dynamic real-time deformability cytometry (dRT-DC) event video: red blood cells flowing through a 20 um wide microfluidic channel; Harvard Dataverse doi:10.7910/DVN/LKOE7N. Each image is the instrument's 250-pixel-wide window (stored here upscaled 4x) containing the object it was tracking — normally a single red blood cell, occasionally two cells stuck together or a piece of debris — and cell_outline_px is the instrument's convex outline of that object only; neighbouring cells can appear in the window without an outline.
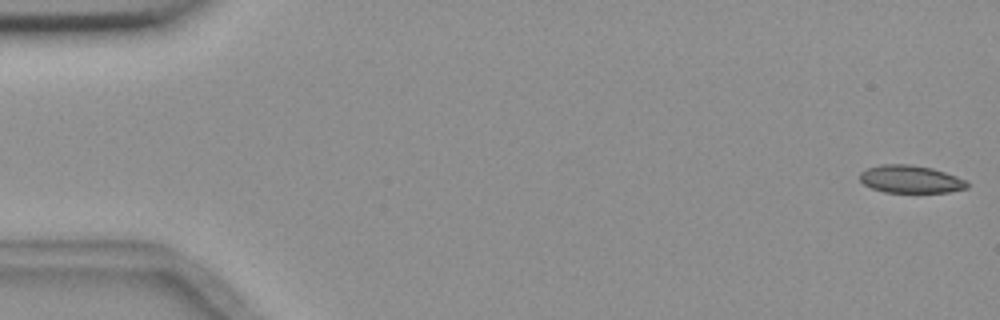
{"species": "common noctule bat (a hibernating species)", "species_latin": "Nyctalus noctula", "temperature_condition": "room temperature", "stored_images_in_passage": 6, "camera_frame_rate_fps": 3000, "um_per_image_px": 0.085, "animal": {"sex": "female", "body_mass_g": 18.4}, "frame": {"image": 1, "passage_image": 1, "time_ms": 0.0, "image_size_px": [1000, 320], "cell_outline_px": [[968, 188], [948, 192], [884, 192], [872, 188], [864, 184], [860, 180], [860, 172], [868, 168], [880, 164], [908, 164], [932, 168], [956, 176], [964, 180], [968, 184]], "centroid_in_image_um": [77.38, 15.23], "position_along_channel_um": 7.6, "area_um2": 17.17}}
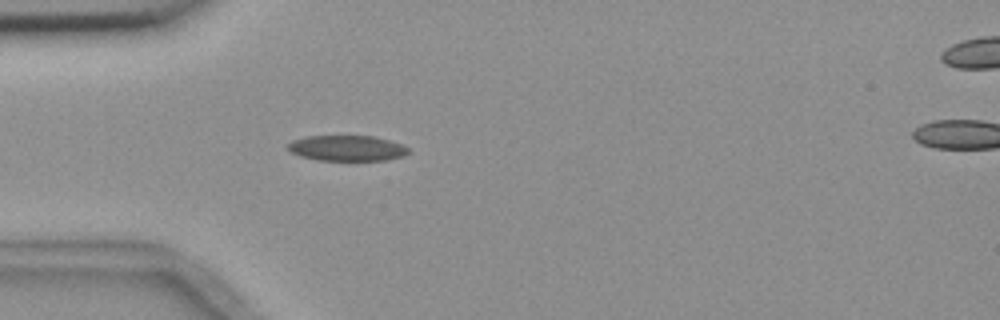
{"frame": {"image": 2, "passage_image": 5, "time_ms": 5.0, "image_size_px": [1000, 320], "cell_outline_px": [[408, 152], [404, 156], [384, 160], [316, 160], [300, 156], [292, 152], [288, 148], [288, 144], [292, 140], [304, 136], [376, 136], [400, 144], [408, 148]], "centroid_in_image_um": [29.47, 12.59], "position_along_channel_um": 55.5, "area_um2": 17.86}}